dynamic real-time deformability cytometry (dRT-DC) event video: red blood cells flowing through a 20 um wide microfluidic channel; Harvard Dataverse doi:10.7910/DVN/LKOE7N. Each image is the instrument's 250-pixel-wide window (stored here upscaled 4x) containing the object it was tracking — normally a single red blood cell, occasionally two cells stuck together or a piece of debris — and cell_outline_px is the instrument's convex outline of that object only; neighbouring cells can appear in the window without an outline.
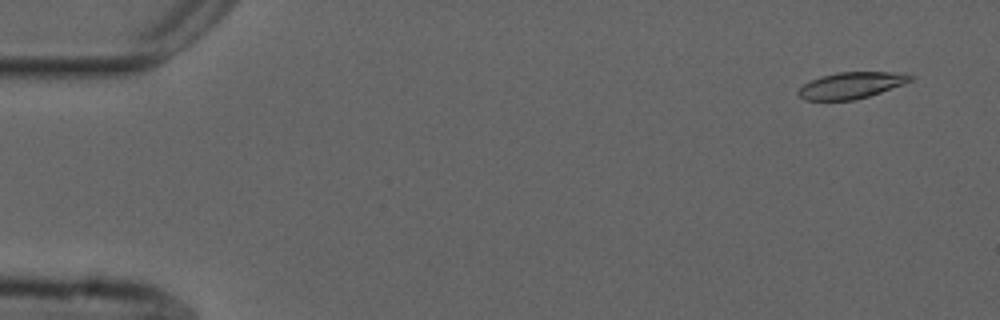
{"species": "common noctule bat (a hibernating species)", "species_latin": "Nyctalus noctula", "temperature_condition": "cold", "stored_images_in_passage": 56, "camera_frame_rate_fps": 3000, "um_per_image_px": 0.085, "animal": {"sex": "male", "forearm_length_mm": 52.5}, "frame": {"image": 1, "passage_image": 4, "time_ms": 1.0, "image_size_px": [1000, 320], "cell_outline_px": [[916, 76], [912, 80], [904, 84], [856, 100], [804, 100], [796, 92], [804, 84], [820, 76], [836, 72], [888, 72]], "centroid_in_image_um": [72.33, 7.25], "position_along_channel_um": 12.7, "area_um2": 17.11}}
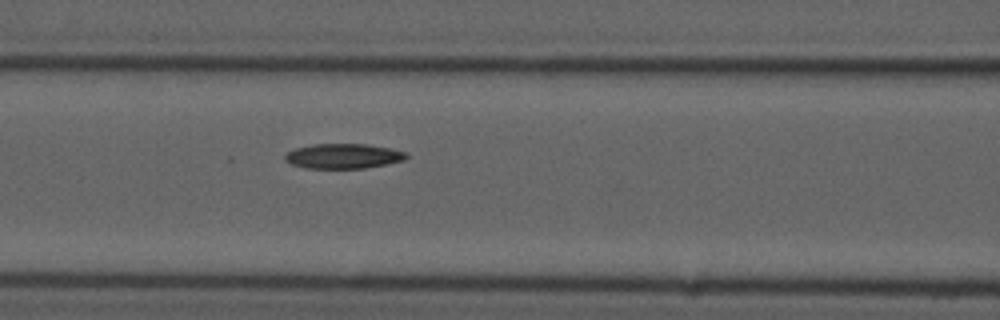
{"frame": {"image": 2, "passage_image": 24, "time_ms": 7.667, "image_size_px": [1000, 320], "cell_outline_px": [[408, 156], [404, 160], [364, 168], [304, 168], [292, 164], [284, 160], [284, 156], [288, 152], [296, 148], [312, 144], [368, 144], [408, 152]], "centroid_in_image_um": [29.17, 13.26], "position_along_channel_um": 137.4, "area_um2": 17.51}}
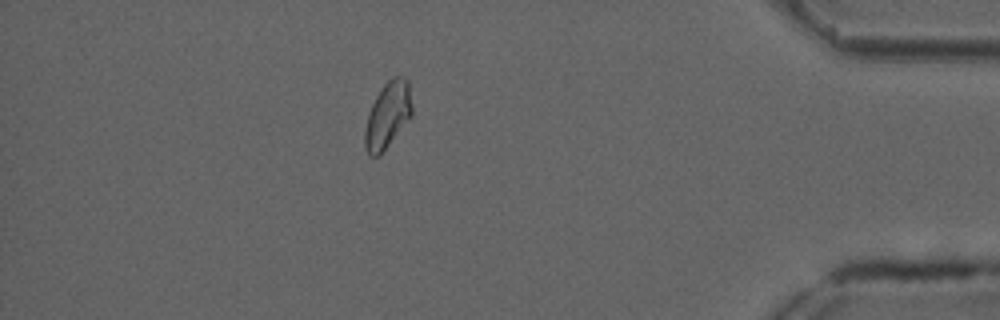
{"frame": {"image": 3, "passage_image": 49, "time_ms": 16.0, "image_size_px": [1000, 320], "cell_outline_px": [[412, 116], [388, 144], [376, 156], [368, 156], [364, 148], [364, 132], [368, 112], [376, 96], [384, 84], [392, 76], [404, 76], [408, 80], [412, 104]], "centroid_in_image_um": [32.95, 9.75], "position_along_channel_um": 402.3, "area_um2": 18.09}}